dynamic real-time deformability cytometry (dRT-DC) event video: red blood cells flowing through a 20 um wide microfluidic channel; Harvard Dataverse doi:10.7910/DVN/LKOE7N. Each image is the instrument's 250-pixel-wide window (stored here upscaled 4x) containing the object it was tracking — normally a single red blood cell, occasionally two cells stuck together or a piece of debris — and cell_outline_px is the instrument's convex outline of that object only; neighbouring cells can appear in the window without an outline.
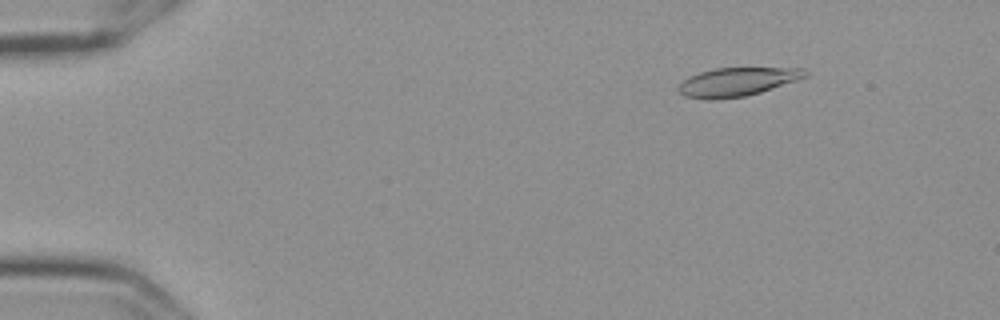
{"species": "Egyptian fruit bat (a non-hibernating species)", "species_latin": "Rousettus aegyptiacus", "temperature_condition": "cold", "stored_images_in_passage": 57, "camera_frame_rate_fps": 3000, "um_per_image_px": 0.085, "frame": {"image": 1, "passage_image": 8, "time_ms": 2.333, "image_size_px": [1000, 320], "cell_outline_px": [[808, 76], [760, 92], [744, 96], [712, 100], [704, 100], [684, 96], [676, 88], [688, 76], [712, 68], [804, 68], [808, 72]], "centroid_in_image_um": [62.61, 6.96], "position_along_channel_um": 22.4, "area_um2": 21.1}}
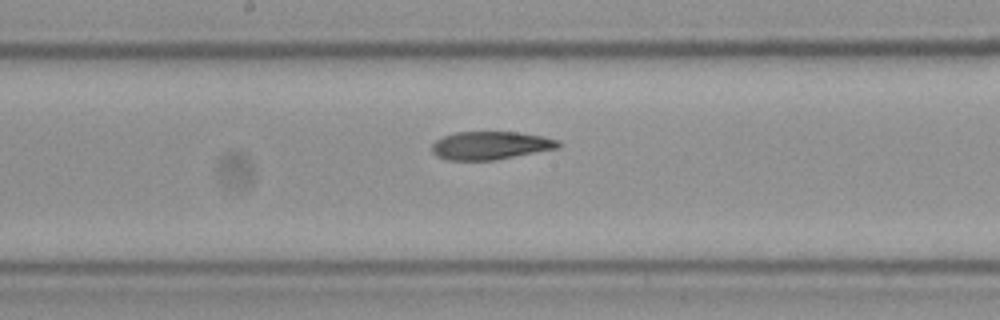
{"frame": {"image": 2, "passage_image": 31, "time_ms": 10.0, "image_size_px": [1000, 320], "cell_outline_px": [[560, 148], [492, 160], [448, 160], [436, 156], [432, 152], [432, 144], [436, 140], [444, 136], [456, 132], [520, 132], [560, 140]], "centroid_in_image_um": [41.69, 12.36], "position_along_channel_um": 206.5, "area_um2": 20.63}}
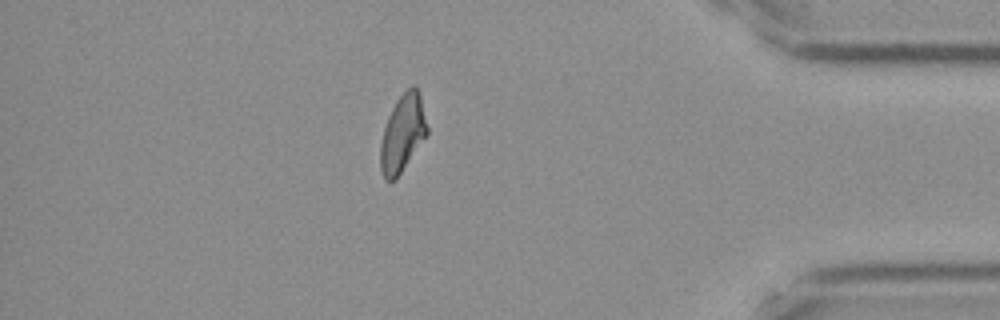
{"frame": {"image": 3, "passage_image": 50, "time_ms": 16.333, "image_size_px": [1000, 320], "cell_outline_px": [[428, 136], [400, 172], [392, 180], [384, 180], [380, 168], [380, 144], [384, 128], [388, 116], [396, 100], [412, 84], [416, 84], [420, 92], [428, 128]], "centroid_in_image_um": [34.24, 11.29], "position_along_channel_um": 401.0, "area_um2": 21.1}, "authors_computed_cell_mechanics": {"area_um2": 21.4438, "velocity_mm_per_s": 3.6006, "shape_relaxation_time_tau1_ms": null, "shape_relaxation_time_tau2_ms": 4.017, "deformation_change_tau1": null, "deformation_change_tau2": 0.1078}}